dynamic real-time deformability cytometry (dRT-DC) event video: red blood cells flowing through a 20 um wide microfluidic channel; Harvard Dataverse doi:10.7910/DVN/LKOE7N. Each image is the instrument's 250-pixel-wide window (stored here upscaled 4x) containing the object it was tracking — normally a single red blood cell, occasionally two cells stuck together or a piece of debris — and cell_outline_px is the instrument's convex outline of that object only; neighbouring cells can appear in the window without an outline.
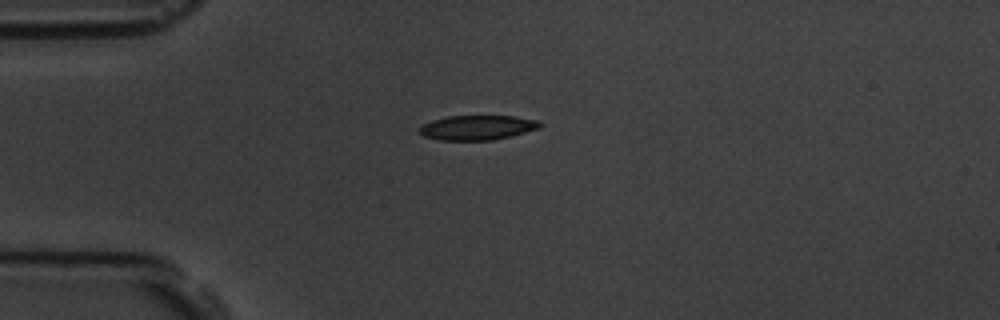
{"species": "common noctule bat (a hibernating species)", "species_latin": "Nyctalus noctula", "temperature_condition": "room temperature", "stored_images_in_passage": 3, "camera_frame_rate_fps": 3000, "um_per_image_px": 0.085, "animal": {"sex": "male", "body_mass_g": 19.5, "forearm_length_mm": 54.6}, "frame": {"image": 1, "passage_image": 1, "time_ms": 0.0, "image_size_px": [1000, 320], "cell_outline_px": [[544, 124], [540, 128], [492, 140], [440, 140], [424, 136], [420, 132], [420, 128], [424, 124], [432, 120], [448, 116], [512, 116], [540, 120]], "centroid_in_image_um": [40.61, 10.83], "position_along_channel_um": 44.4, "area_um2": 17.17}}
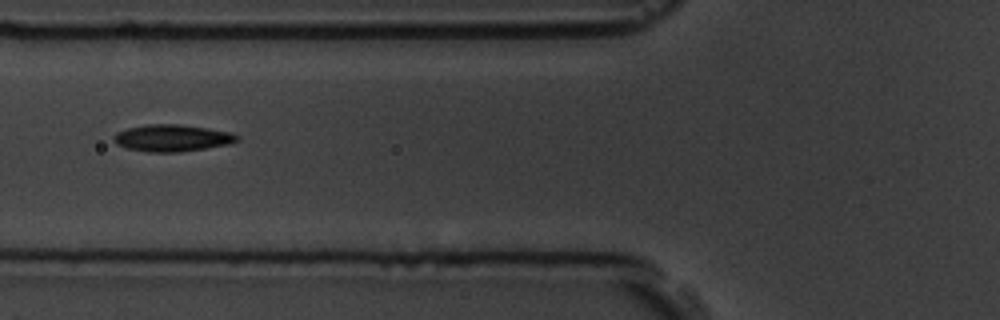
{"frame": {"image": 2, "passage_image": 3, "time_ms": 2.333, "image_size_px": [1000, 320], "cell_outline_px": [[240, 140], [228, 144], [180, 152], [148, 152], [124, 148], [116, 144], [112, 140], [112, 136], [116, 132], [128, 128], [144, 124], [180, 124], [208, 128], [232, 132], [240, 136]], "centroid_in_image_um": [14.6, 11.72], "position_along_channel_um": 111.2, "area_um2": 19.59}}